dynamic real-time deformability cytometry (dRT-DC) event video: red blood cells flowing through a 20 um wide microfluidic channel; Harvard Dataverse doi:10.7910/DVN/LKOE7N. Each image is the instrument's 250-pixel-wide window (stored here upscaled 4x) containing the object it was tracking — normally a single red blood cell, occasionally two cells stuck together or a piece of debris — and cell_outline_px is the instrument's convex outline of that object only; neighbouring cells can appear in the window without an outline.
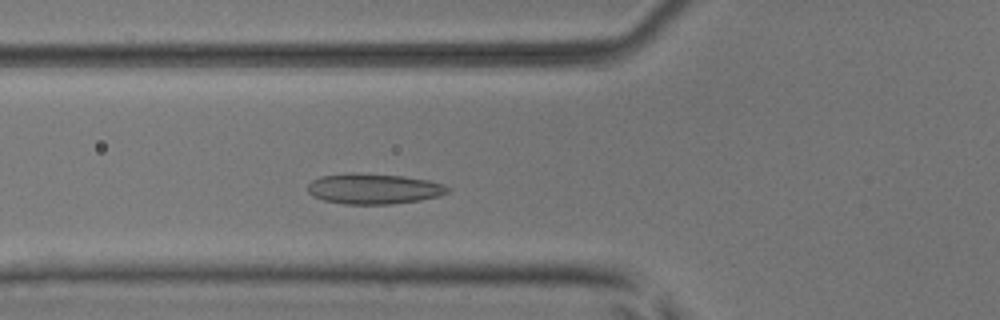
{"species": "common noctule bat (a hibernating species)", "species_latin": "Nyctalus noctula", "temperature_condition": "room temperature", "stored_images_in_passage": 47, "camera_frame_rate_fps": 3000, "um_per_image_px": 0.085, "animal": {"sex": "male", "body_mass_g": 17.9, "forearm_length_mm": 54.2}, "frame": {"image": 1, "passage_image": 14, "time_ms": 4.333, "image_size_px": [1000, 320], "cell_outline_px": [[452, 188], [448, 192], [440, 196], [420, 200], [392, 204], [344, 204], [324, 200], [308, 192], [308, 184], [312, 180], [324, 176], [348, 172], [352, 172], [404, 176], [428, 180], [444, 184]], "centroid_in_image_um": [31.81, 16.04], "position_along_channel_um": 94.0, "area_um2": 24.91}}
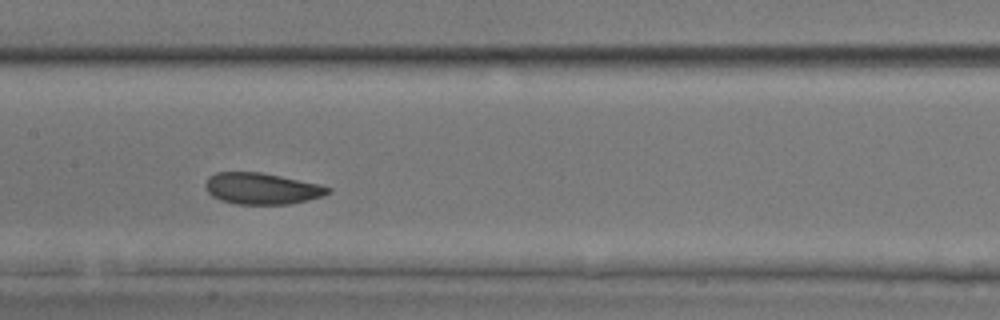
{"frame": {"image": 2, "passage_image": 21, "time_ms": 6.667, "image_size_px": [1000, 320], "cell_outline_px": [[332, 192], [324, 196], [308, 200], [288, 204], [236, 204], [220, 200], [212, 196], [208, 192], [204, 184], [208, 176], [216, 172], [260, 172], [320, 184], [332, 188]], "centroid_in_image_um": [22.26, 16.03], "position_along_channel_um": 185.1, "area_um2": 22.54}}
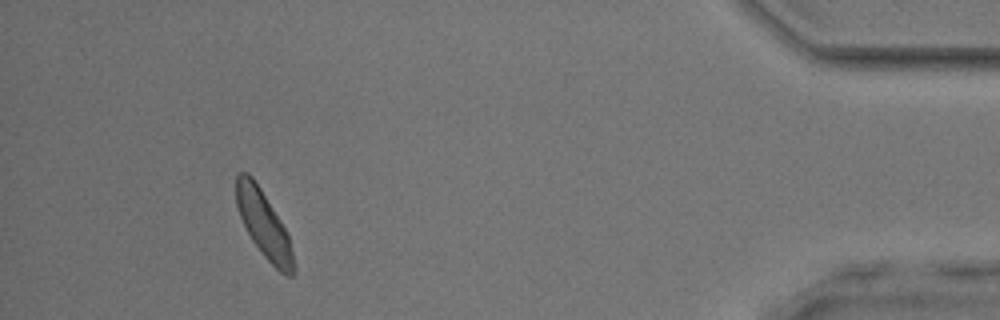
{"frame": {"image": 3, "passage_image": 43, "time_ms": 14.0, "image_size_px": [1000, 320], "cell_outline_px": [[296, 268], [292, 276], [288, 276], [280, 272], [264, 256], [252, 240], [240, 216], [236, 204], [236, 172], [248, 172], [252, 176], [260, 188], [288, 232], [296, 264]], "centroid_in_image_um": [22.45, 19.08], "position_along_channel_um": 412.8, "area_um2": 22.25}, "authors_computed_cell_mechanics": {"area_um2": 22.4264, "velocity_mm_per_s": 3.9141, "shape_relaxation_time_tau1_ms": 3.1102, "shape_relaxation_time_tau2_ms": 1.3995, "deformation_change_tau1": 0.1055, "deformation_change_tau2": 0.0607}}